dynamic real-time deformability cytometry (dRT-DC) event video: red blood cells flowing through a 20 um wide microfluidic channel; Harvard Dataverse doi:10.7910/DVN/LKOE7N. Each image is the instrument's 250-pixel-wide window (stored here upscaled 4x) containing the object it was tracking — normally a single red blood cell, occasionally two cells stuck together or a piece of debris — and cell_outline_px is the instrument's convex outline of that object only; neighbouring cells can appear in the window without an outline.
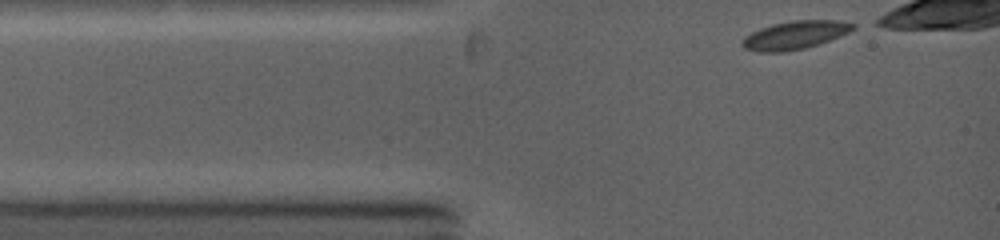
{"species": "common noctule bat (a hibernating species)", "species_latin": "Nyctalus noctula", "temperature_condition": "warm", "stored_images_in_passage": 22, "camera_frame_rate_fps": 5000, "um_per_image_px": 0.085, "animal": {"sex": "female", "body_mass_g": 19.0, "forearm_length_mm": 53.3}, "frame": {"image": 1, "passage_image": 1, "time_ms": 0.0, "image_size_px": [1000, 240], "cell_outline_px": [[856, 28], [848, 32], [828, 40], [804, 48], [784, 52], [756, 52], [744, 48], [740, 44], [740, 40], [744, 36], [760, 28], [772, 24], [792, 20], [836, 20], [856, 24]], "centroid_in_image_um": [67.5, 2.98], "position_along_channel_um": 17.5, "area_um2": 18.21}}
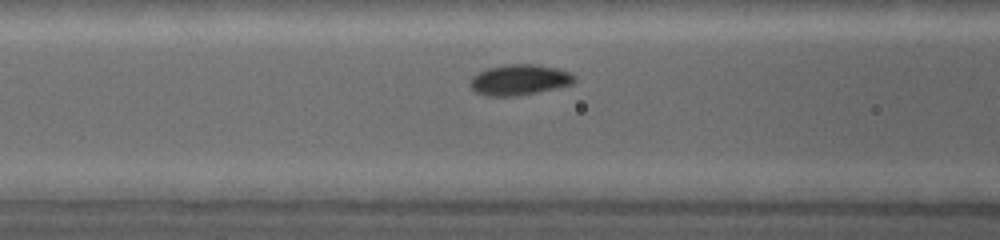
{"frame": {"image": 2, "passage_image": 14, "time_ms": 3.2, "image_size_px": [1000, 240], "cell_outline_px": [[576, 80], [572, 84], [556, 88], [516, 96], [484, 96], [476, 92], [468, 84], [472, 76], [476, 72], [488, 68], [504, 64], [536, 64], [556, 68], [568, 72], [576, 76]], "centroid_in_image_um": [44.11, 6.78], "position_along_channel_um": 122.5, "area_um2": 18.79}}
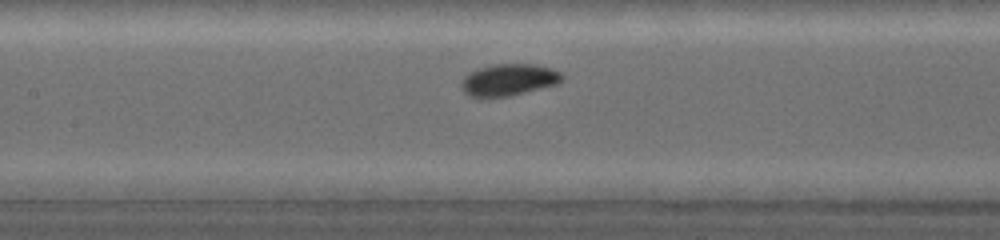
{"frame": {"image": 3, "passage_image": 16, "time_ms": 4.2, "image_size_px": [1000, 240], "cell_outline_px": [[564, 76], [556, 84], [508, 96], [480, 100], [468, 96], [464, 92], [460, 84], [464, 76], [480, 68], [496, 64], [532, 64], [548, 68], [560, 72]], "centroid_in_image_um": [43.15, 6.82], "position_along_channel_um": 164.2, "area_um2": 18.67}}